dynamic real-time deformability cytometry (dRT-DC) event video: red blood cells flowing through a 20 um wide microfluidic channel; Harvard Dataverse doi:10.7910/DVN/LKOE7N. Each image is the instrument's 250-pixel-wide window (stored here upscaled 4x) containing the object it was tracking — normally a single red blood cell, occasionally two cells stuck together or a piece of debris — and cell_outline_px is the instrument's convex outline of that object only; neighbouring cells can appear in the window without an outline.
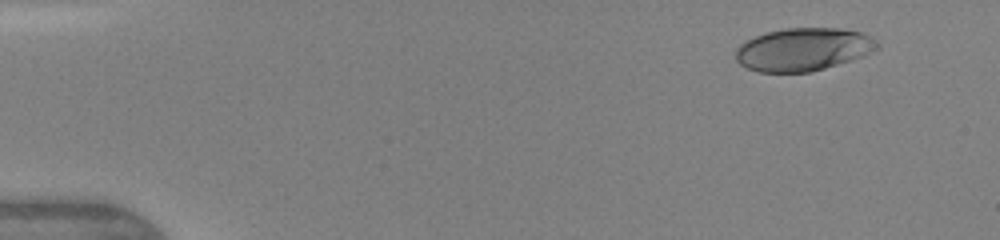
{"species": "human", "species_latin": "Homo sapiens", "temperature_condition": "warm", "stored_images_in_passage": 6, "camera_frame_rate_fps": 3000, "um_per_image_px": 0.085, "donor": {"sex": "female"}, "frame": {"image": 1, "passage_image": 2, "time_ms": 1.0, "image_size_px": [1000, 240], "cell_outline_px": [[880, 48], [864, 56], [812, 72], [760, 72], [748, 68], [740, 64], [736, 60], [736, 48], [740, 44], [756, 36], [768, 32], [784, 28], [840, 28], [864, 32], [880, 44]], "centroid_in_image_um": [68.32, 4.19], "position_along_channel_um": 16.7, "area_um2": 35.49}}
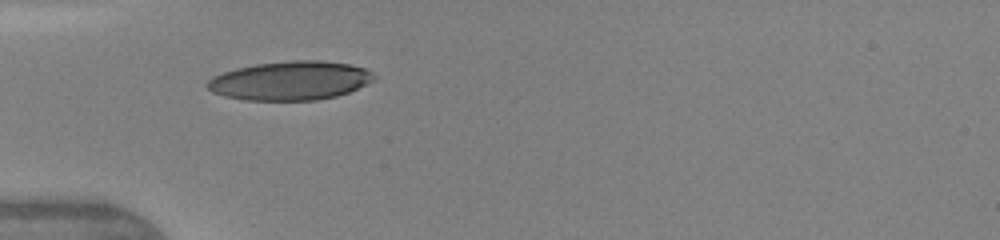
{"frame": {"image": 2, "passage_image": 5, "time_ms": 4.667, "image_size_px": [1000, 240], "cell_outline_px": [[376, 80], [348, 92], [336, 96], [316, 100], [244, 100], [224, 96], [212, 92], [204, 84], [212, 76], [236, 68], [256, 64], [292, 60], [320, 60], [348, 64], [364, 68], [372, 72], [376, 76]], "centroid_in_image_um": [24.66, 6.85], "position_along_channel_um": 60.3, "area_um2": 37.86}}